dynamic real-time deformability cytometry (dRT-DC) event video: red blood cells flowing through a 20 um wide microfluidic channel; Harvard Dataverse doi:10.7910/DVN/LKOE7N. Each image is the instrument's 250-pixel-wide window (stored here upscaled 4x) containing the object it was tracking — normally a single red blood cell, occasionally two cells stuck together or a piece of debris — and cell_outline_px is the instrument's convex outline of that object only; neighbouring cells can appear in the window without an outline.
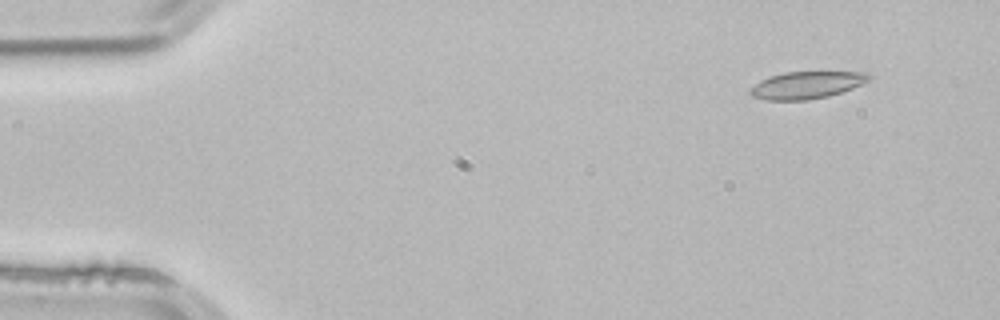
{"species": "common noctule bat (a hibernating species)", "species_latin": "Nyctalus noctula", "temperature_condition": "room temperature", "stored_images_in_passage": 2, "camera_frame_rate_fps": 3000, "um_per_image_px": 0.085, "animal": {"sex": "male", "body_mass_g": 21.5, "forearm_length_mm": 52.0}, "frame": {"image": 1, "passage_image": 2, "time_ms": 0.333, "image_size_px": [1000, 320], "cell_outline_px": [[872, 80], [852, 88], [828, 96], [808, 100], [764, 100], [752, 96], [748, 92], [748, 88], [760, 80], [784, 72], [868, 72], [872, 76]], "centroid_in_image_um": [68.56, 7.23], "position_along_channel_um": 16.4, "area_um2": 18.96}}